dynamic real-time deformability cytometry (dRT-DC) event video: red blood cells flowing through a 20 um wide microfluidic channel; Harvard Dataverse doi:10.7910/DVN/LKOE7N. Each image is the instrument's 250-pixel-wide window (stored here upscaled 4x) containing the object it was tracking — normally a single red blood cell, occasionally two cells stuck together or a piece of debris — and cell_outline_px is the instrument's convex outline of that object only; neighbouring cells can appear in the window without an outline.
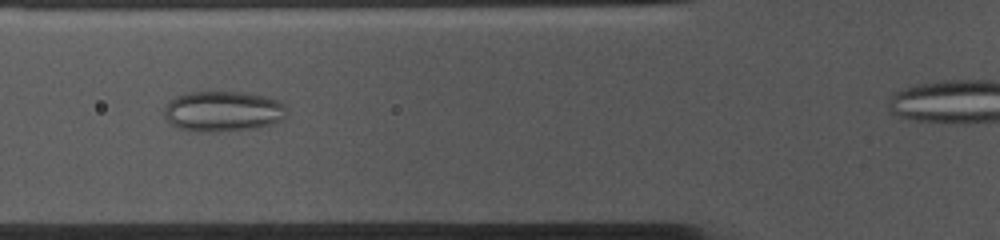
{"species": "common noctule bat (a hibernating species)", "species_latin": "Nyctalus noctula", "temperature_condition": "cold", "stored_images_in_passage": 39, "camera_frame_rate_fps": 3000, "um_per_image_px": 0.085, "animal": {"sex": "female", "body_mass_g": 10.0, "forearm_length_mm": 53.1}, "frame": {"image": 1, "passage_image": 14, "time_ms": 4.333, "image_size_px": [1000, 240], "cell_outline_px": [[288, 116], [272, 124], [260, 128], [216, 132], [192, 132], [176, 128], [164, 116], [164, 108], [176, 96], [188, 92], [244, 92], [268, 96], [280, 100], [284, 104]], "centroid_in_image_um": [18.99, 9.47], "position_along_channel_um": 106.8, "area_um2": 29.48}}
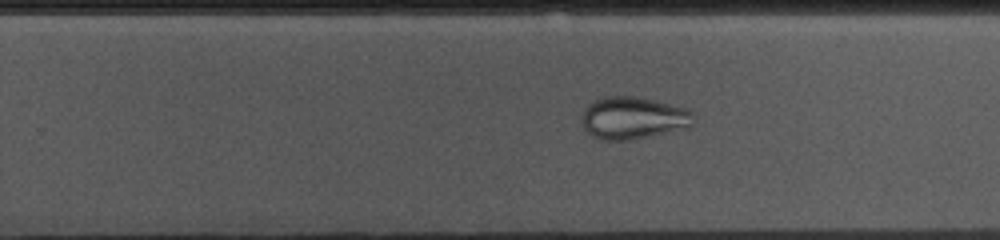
{"frame": {"image": 2, "passage_image": 28, "time_ms": 9.0, "image_size_px": [1000, 240], "cell_outline_px": [[692, 124], [688, 128], [632, 140], [600, 140], [592, 136], [584, 128], [580, 120], [584, 108], [588, 104], [604, 96], [632, 96], [652, 100], [688, 108], [692, 112]], "centroid_in_image_um": [53.78, 10.04], "position_along_channel_um": 276.0, "area_um2": 27.69}}
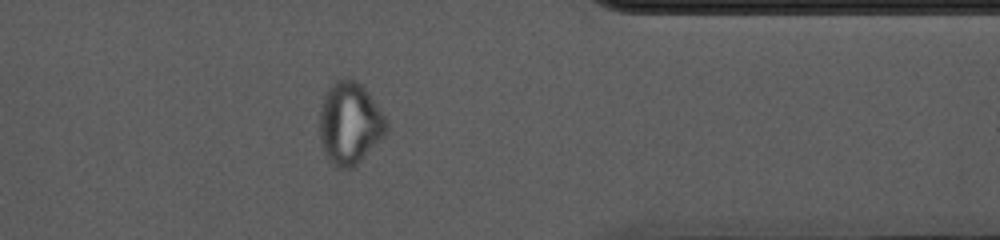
{"frame": {"image": 3, "passage_image": 38, "time_ms": 12.333, "image_size_px": [1000, 240], "cell_outline_px": [[388, 128], [384, 136], [356, 168], [336, 168], [324, 152], [320, 144], [320, 112], [324, 92], [336, 80], [356, 80], [368, 92], [388, 120]], "centroid_in_image_um": [29.74, 10.52], "position_along_channel_um": 381.7, "area_um2": 32.25}}